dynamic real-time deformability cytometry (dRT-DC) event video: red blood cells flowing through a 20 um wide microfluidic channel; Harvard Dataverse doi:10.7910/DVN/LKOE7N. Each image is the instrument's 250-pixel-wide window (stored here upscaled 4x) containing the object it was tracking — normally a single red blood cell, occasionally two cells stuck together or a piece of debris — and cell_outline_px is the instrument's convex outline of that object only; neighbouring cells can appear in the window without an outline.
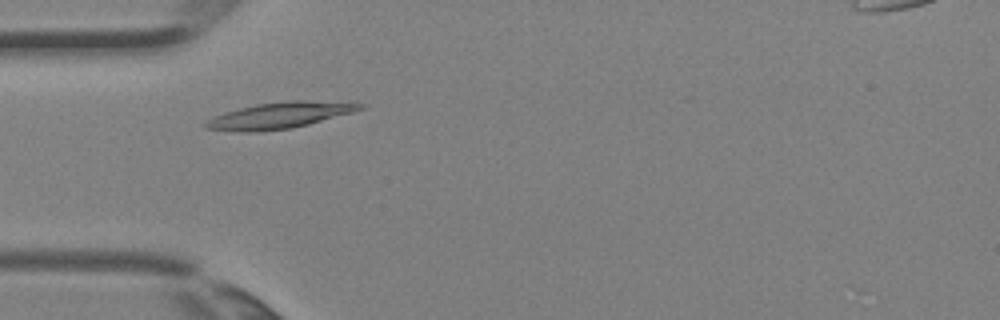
{"species": "Egyptian fruit bat (a non-hibernating species)", "species_latin": "Rousettus aegyptiacus", "temperature_condition": "room temperature", "stored_images_in_passage": 2, "camera_frame_rate_fps": 3000, "um_per_image_px": 0.085, "animal": {"sex": "female"}, "frame": {"image": 1, "passage_image": 2, "time_ms": 0.333, "image_size_px": [1000, 320], "cell_outline_px": [[368, 104], [364, 108], [352, 112], [308, 124], [292, 128], [256, 132], [244, 132], [204, 128], [204, 124], [208, 120], [224, 112], [256, 104], [288, 100], [352, 100]], "centroid_in_image_um": [23.91, 9.77], "position_along_channel_um": 61.1, "area_um2": 23.99}}